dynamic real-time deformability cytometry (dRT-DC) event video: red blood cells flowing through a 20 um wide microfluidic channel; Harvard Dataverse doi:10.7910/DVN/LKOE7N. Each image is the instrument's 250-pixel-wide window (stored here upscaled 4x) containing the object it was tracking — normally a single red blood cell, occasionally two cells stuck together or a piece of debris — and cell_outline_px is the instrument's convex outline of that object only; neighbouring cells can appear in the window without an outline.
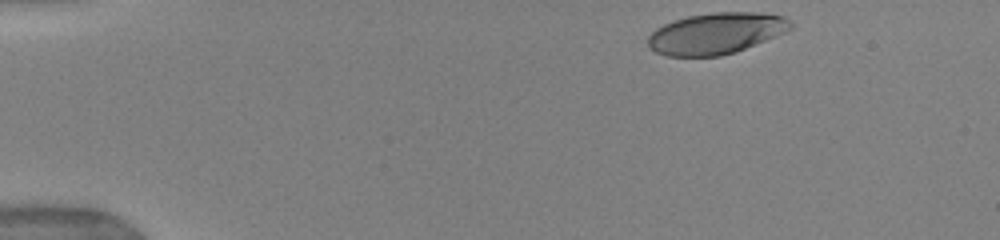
{"species": "human", "species_latin": "Homo sapiens", "temperature_condition": "warm", "stored_images_in_passage": 45, "camera_frame_rate_fps": 3000, "um_per_image_px": 0.085, "donor": {"sex": "female"}, "frame": {"image": 1, "passage_image": 1, "time_ms": 0.0, "image_size_px": [1000, 240], "cell_outline_px": [[792, 28], [784, 32], [736, 52], [720, 56], [668, 56], [656, 52], [648, 48], [648, 36], [656, 28], [664, 24], [688, 16], [712, 12], [756, 12], [784, 16], [792, 24]], "centroid_in_image_um": [60.83, 2.84], "position_along_channel_um": 24.2, "area_um2": 34.1}}
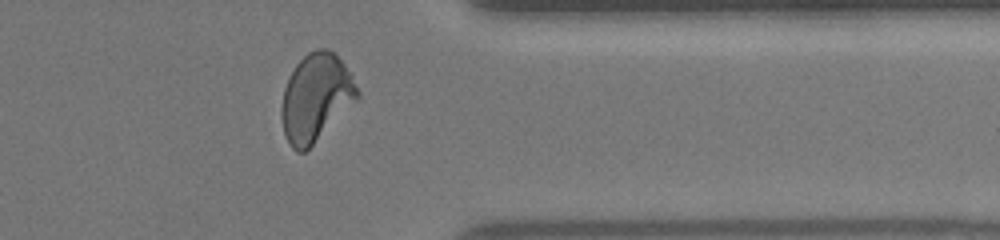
{"frame": {"image": 2, "passage_image": 36, "time_ms": 11.667, "image_size_px": [1000, 240], "cell_outline_px": [[360, 96], [304, 152], [296, 152], [292, 148], [284, 132], [280, 112], [280, 108], [284, 88], [288, 76], [296, 64], [308, 52], [316, 48], [328, 48], [344, 64], [352, 76], [360, 92]], "centroid_in_image_um": [26.82, 8.26], "position_along_channel_um": 384.6, "area_um2": 38.21}}
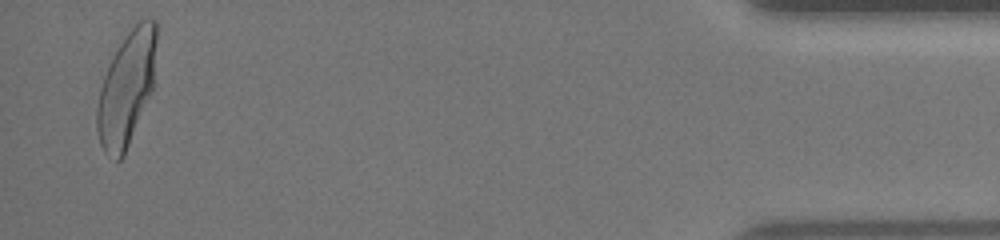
{"frame": {"image": 3, "passage_image": 44, "time_ms": 14.333, "image_size_px": [1000, 240], "cell_outline_px": [[156, 40], [152, 92], [124, 156], [120, 160], [116, 160], [108, 156], [104, 152], [100, 144], [96, 128], [96, 108], [100, 88], [104, 76], [120, 44], [128, 32], [140, 20], [156, 20]], "centroid_in_image_um": [10.74, 7.59], "position_along_channel_um": 424.5, "area_um2": 39.07}, "authors_computed_cell_mechanics": {"area_um2": 37.8012, "velocity_mm_per_s": 3.9442, "shape_relaxation_time_tau1_ms": 3.7092, "shape_relaxation_time_tau2_ms": null, "deformation_change_tau1": 0.2046, "deformation_change_tau2": null}}